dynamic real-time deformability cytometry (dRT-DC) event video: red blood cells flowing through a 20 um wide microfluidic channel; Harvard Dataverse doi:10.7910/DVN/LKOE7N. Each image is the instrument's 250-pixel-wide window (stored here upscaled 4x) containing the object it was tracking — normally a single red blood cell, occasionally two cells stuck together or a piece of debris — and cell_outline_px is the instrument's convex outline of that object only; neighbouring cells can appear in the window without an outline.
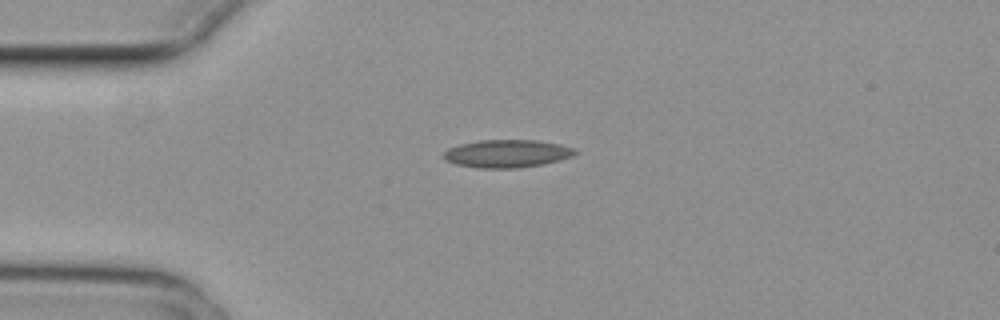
{"species": "common noctule bat (a hibernating species)", "species_latin": "Nyctalus noctula", "temperature_condition": "cold", "stored_images_in_passage": 3, "camera_frame_rate_fps": 3000, "um_per_image_px": 0.085, "animal": {"sex": "female", "body_mass_g": 29.2, "forearm_length_mm": 56.3}, "frame": {"image": 1, "passage_image": 3, "time_ms": 0.667, "image_size_px": [1000, 320], "cell_outline_px": [[576, 152], [572, 156], [560, 160], [544, 164], [520, 168], [476, 168], [456, 164], [444, 160], [444, 152], [448, 148], [460, 144], [480, 140], [536, 140], [560, 144], [576, 148]], "centroid_in_image_um": [43.1, 13.06], "position_along_channel_um": 41.9, "area_um2": 21.44}}